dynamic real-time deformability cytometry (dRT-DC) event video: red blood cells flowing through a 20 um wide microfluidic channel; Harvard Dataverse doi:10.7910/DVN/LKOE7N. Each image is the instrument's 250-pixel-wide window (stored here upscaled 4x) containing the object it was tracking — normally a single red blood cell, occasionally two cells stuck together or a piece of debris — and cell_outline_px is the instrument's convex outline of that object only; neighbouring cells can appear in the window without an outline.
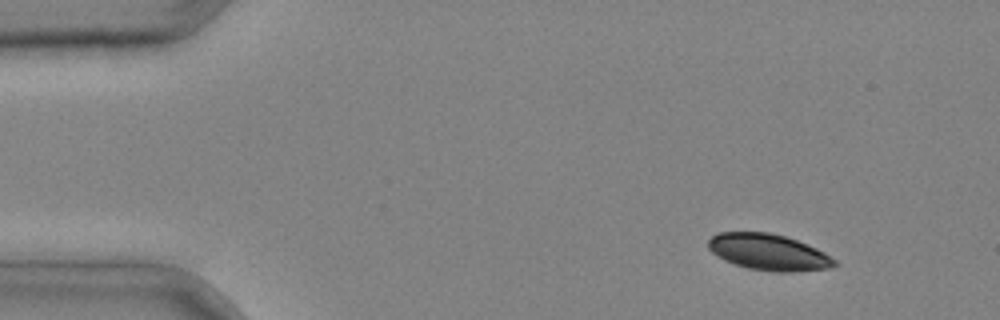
{"species": "common noctule bat (a hibernating species)", "species_latin": "Nyctalus noctula", "temperature_condition": "cold", "stored_images_in_passage": 3, "camera_frame_rate_fps": 3000, "um_per_image_px": 0.085, "animal": {"sex": "male", "body_mass_g": 20.4}, "frame": {"image": 1, "passage_image": 2, "time_ms": 0.333, "image_size_px": [1000, 320], "cell_outline_px": [[840, 264], [828, 268], [792, 272], [772, 272], [748, 268], [724, 260], [716, 256], [708, 248], [708, 240], [716, 232], [768, 232], [784, 236], [796, 240], [816, 248], [824, 252], [836, 260]], "centroid_in_image_um": [65.32, 21.43], "position_along_channel_um": 19.7, "area_um2": 26.7}}